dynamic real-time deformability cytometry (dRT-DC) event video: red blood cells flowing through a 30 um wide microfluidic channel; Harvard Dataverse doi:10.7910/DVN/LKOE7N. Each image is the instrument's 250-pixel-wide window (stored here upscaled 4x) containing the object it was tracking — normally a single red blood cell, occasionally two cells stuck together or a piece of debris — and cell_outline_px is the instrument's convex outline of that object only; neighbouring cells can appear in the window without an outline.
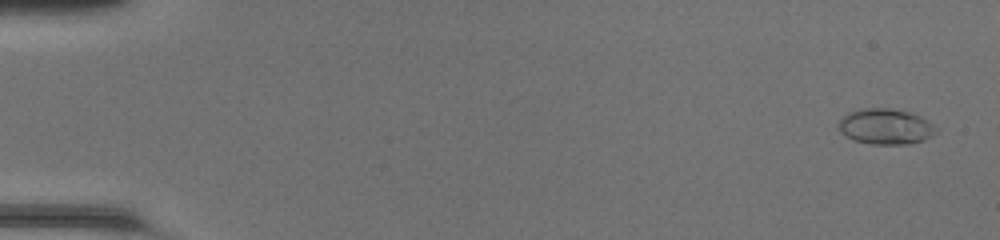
{"species": "common noctule bat (a hibernating species)", "species_latin": "Nyctalus noctula", "temperature_condition": "room temperature", "stored_images_in_passage": 49, "camera_frame_rate_fps": 3000, "um_per_image_px": 0.085, "animal": {"sex": "female", "body_mass_g": 20.0, "forearm_length_mm": 54.0}, "frame": {"image": 1, "passage_image": 2, "time_ms": 0.333, "image_size_px": [1000, 240], "cell_outline_px": [[940, 128], [932, 136], [924, 140], [908, 144], [872, 144], [852, 140], [840, 132], [840, 120], [848, 112], [860, 108], [888, 108], [912, 112], [928, 120]], "centroid_in_image_um": [75.32, 10.75], "position_along_channel_um": 9.7, "area_um2": 20.46}}
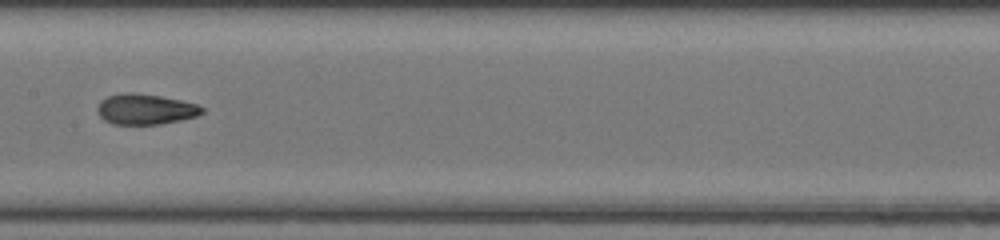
{"frame": {"image": 2, "passage_image": 26, "time_ms": 8.333, "image_size_px": [1000, 240], "cell_outline_px": [[204, 112], [196, 116], [180, 120], [160, 124], [112, 124], [104, 120], [96, 112], [96, 108], [100, 100], [108, 96], [124, 92], [136, 92], [160, 96], [180, 100], [196, 104], [204, 108]], "centroid_in_image_um": [12.32, 9.27], "position_along_channel_um": 195.1, "area_um2": 18.73}}
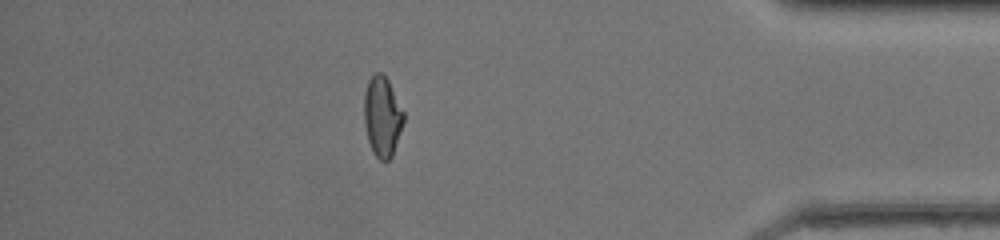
{"frame": {"image": 3, "passage_image": 43, "time_ms": 14.0, "image_size_px": [1000, 240], "cell_outline_px": [[404, 120], [392, 156], [388, 160], [380, 160], [372, 152], [368, 140], [364, 124], [364, 92], [368, 80], [376, 72], [380, 72], [388, 80], [404, 112]], "centroid_in_image_um": [32.48, 9.9], "position_along_channel_um": 402.7, "area_um2": 18.38}, "authors_computed_cell_mechanics": {"area_um2": 18.496, "velocity_mm_per_s": 4.3259, "shape_relaxation_time_tau1_ms": null, "shape_relaxation_time_tau2_ms": 1.3542, "deformation_change_tau1": null, "deformation_change_tau2": 0.0742}}